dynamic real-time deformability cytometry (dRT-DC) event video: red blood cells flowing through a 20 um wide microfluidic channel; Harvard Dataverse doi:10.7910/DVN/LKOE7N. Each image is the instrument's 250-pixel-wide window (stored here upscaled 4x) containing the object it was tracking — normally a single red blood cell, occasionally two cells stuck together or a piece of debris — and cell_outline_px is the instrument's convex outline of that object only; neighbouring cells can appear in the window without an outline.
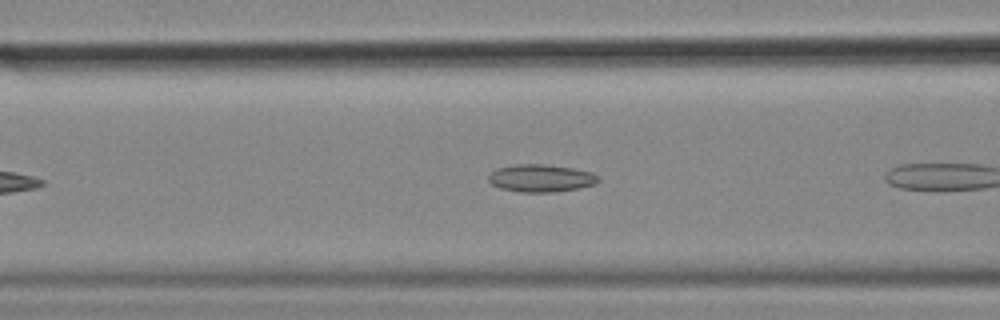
{"species": "common noctule bat (a hibernating species)", "species_latin": "Nyctalus noctula", "temperature_condition": "cold", "stored_images_in_passage": 8, "camera_frame_rate_fps": 3000, "um_per_image_px": 0.085, "animal": {"sex": "female", "body_mass_g": 18.4}, "frame": {"image": 1, "passage_image": 7, "time_ms": 2.0, "image_size_px": [1000, 320], "cell_outline_px": [[600, 180], [596, 184], [556, 192], [520, 192], [500, 188], [492, 184], [488, 180], [488, 176], [496, 168], [516, 164], [544, 164], [572, 168], [592, 172], [600, 176]], "centroid_in_image_um": [45.99, 15.14], "position_along_channel_um": 120.6, "area_um2": 17.69}}